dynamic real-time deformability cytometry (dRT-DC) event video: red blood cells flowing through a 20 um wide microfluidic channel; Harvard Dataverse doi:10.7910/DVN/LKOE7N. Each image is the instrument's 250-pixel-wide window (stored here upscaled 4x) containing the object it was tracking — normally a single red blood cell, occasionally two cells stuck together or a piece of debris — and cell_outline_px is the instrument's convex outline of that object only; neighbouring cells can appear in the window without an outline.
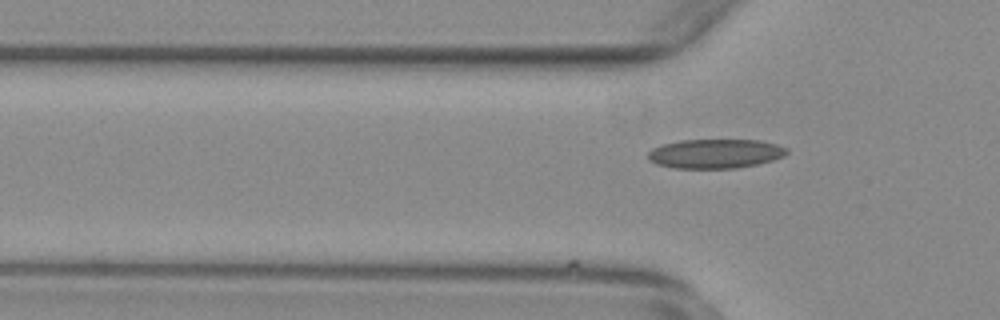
{"species": "common noctule bat (a hibernating species)", "species_latin": "Nyctalus noctula", "temperature_condition": "warm", "stored_images_in_passage": 17, "camera_frame_rate_fps": 3000, "um_per_image_px": 0.085, "animal": {"sex": "female", "body_mass_g": 29.2, "forearm_length_mm": 56.3}, "frame": {"image": 1, "passage_image": 17, "time_ms": 5.333, "image_size_px": [1000, 320], "cell_outline_px": [[788, 152], [784, 156], [772, 160], [756, 164], [736, 168], [676, 168], [656, 164], [648, 160], [648, 152], [652, 148], [664, 144], [680, 140], [760, 140], [776, 144], [788, 148]], "centroid_in_image_um": [60.79, 13.06], "position_along_channel_um": 65.0, "area_um2": 23.64}}